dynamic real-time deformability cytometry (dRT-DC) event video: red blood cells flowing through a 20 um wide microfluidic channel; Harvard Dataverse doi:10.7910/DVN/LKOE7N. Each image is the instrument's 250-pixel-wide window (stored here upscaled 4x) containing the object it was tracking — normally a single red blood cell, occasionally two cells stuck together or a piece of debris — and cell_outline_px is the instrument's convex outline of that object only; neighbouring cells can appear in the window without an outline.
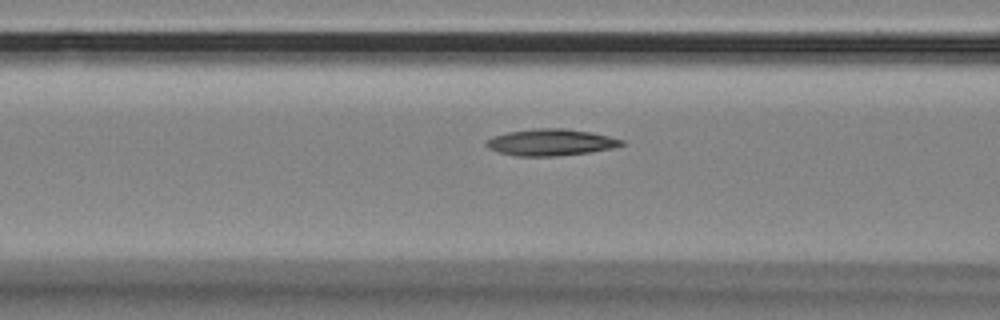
{"species": "Egyptian fruit bat (a non-hibernating species)", "species_latin": "Rousettus aegyptiacus", "temperature_condition": "room temperature", "stored_images_in_passage": 58, "camera_frame_rate_fps": 3000, "um_per_image_px": 0.085, "animal": {"sex": "female"}, "frame": {"image": 1, "passage_image": 23, "time_ms": 7.333, "image_size_px": [1000, 320], "cell_outline_px": [[624, 144], [612, 148], [592, 152], [556, 156], [516, 156], [496, 152], [488, 148], [484, 144], [484, 140], [492, 136], [508, 132], [536, 128], [564, 128], [588, 132], [608, 136], [624, 140]], "centroid_in_image_um": [46.75, 12.1], "position_along_channel_um": 119.9, "area_um2": 21.1}}
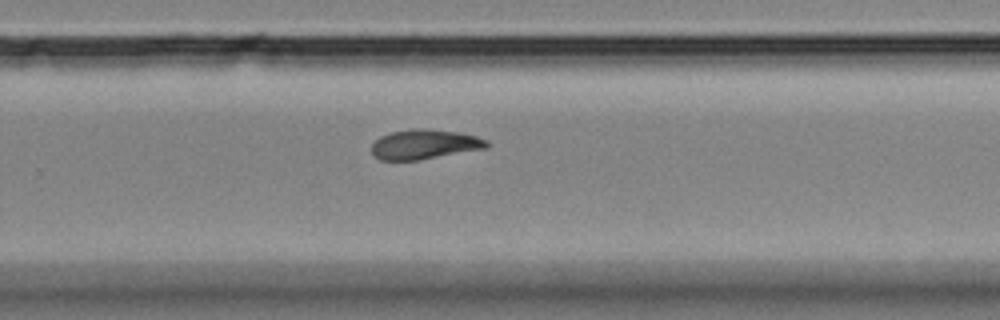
{"frame": {"image": 2, "passage_image": 38, "time_ms": 12.333, "image_size_px": [1000, 320], "cell_outline_px": [[488, 148], [420, 160], [380, 160], [372, 152], [372, 144], [380, 136], [392, 132], [412, 128], [428, 128], [460, 132], [476, 136], [488, 140]], "centroid_in_image_um": [36.12, 12.26], "position_along_channel_um": 293.7, "area_um2": 20.11}}
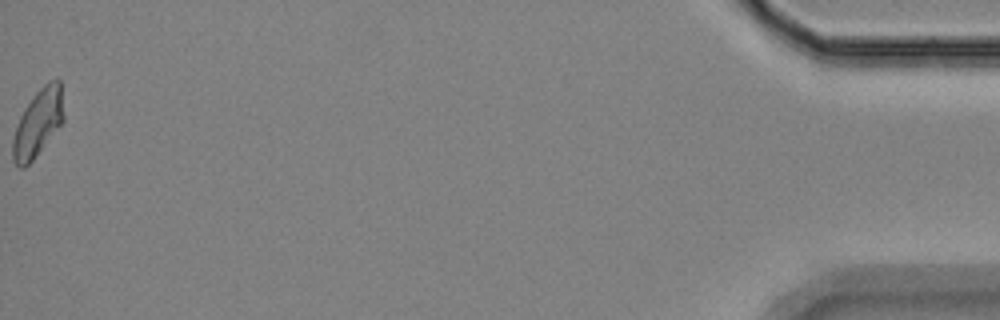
{"frame": {"image": 3, "passage_image": 58, "time_ms": 19.0, "image_size_px": [1000, 320], "cell_outline_px": [[64, 120], [32, 160], [24, 168], [20, 168], [12, 160], [12, 140], [20, 116], [24, 108], [36, 92], [48, 80], [60, 80], [64, 116]], "centroid_in_image_um": [3.21, 10.44], "position_along_channel_um": 432.0, "area_um2": 19.65}, "authors_computed_cell_mechanics": {"area_um2": 20.3167, "velocity_mm_per_s": 3.4934, "shape_relaxation_time_tau1_ms": 3.9422, "shape_relaxation_time_tau2_ms": null, "deformation_change_tau1": 0.1487, "deformation_change_tau2": null}}